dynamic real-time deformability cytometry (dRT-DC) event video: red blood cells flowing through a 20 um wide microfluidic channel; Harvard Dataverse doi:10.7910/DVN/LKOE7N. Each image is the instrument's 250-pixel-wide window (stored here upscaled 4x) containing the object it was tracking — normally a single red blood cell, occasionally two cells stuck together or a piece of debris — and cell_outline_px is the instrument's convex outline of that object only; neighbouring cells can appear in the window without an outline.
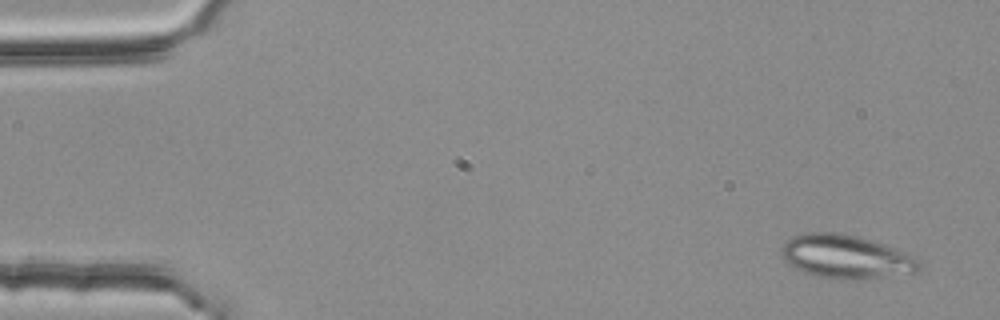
{"species": "common noctule bat (a hibernating species)", "species_latin": "Nyctalus noctula", "temperature_condition": "room temperature", "stored_images_in_passage": 5, "segment_of_instrument_passage": [1, 2], "camera_frame_rate_fps": 3000, "um_per_image_px": 0.085, "animal": {"sex": "female", "body_mass_g": 25.1}, "frame": {"image": 1, "passage_image": 1, "time_ms": 0.0, "image_size_px": [1000, 320], "cell_outline_px": [[924, 264], [916, 272], [852, 280], [840, 280], [820, 276], [804, 272], [788, 264], [784, 260], [780, 252], [784, 244], [792, 236], [804, 232], [836, 232], [856, 236], [872, 240], [916, 256]], "centroid_in_image_um": [71.92, 21.81], "position_along_channel_um": 13.1, "area_um2": 35.03}}